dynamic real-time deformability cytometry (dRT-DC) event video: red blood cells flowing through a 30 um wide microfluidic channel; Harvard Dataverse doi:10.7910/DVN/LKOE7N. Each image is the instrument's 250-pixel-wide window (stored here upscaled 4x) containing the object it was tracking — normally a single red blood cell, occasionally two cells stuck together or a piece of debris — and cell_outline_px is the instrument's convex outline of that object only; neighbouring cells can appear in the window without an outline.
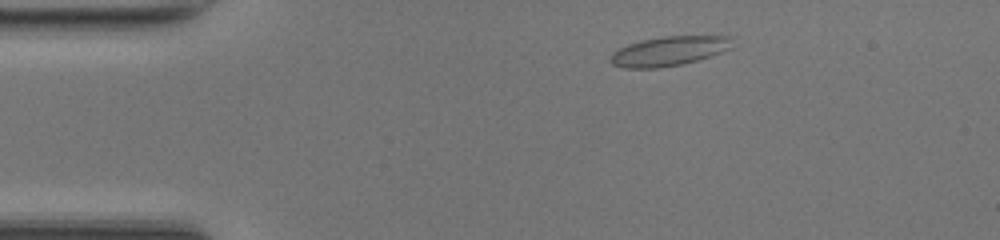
{"species": "common noctule bat (a hibernating species)", "species_latin": "Nyctalus noctula", "temperature_condition": "room temperature", "stored_images_in_passage": 42, "camera_frame_rate_fps": 3000, "um_per_image_px": 0.085, "animal": {"sex": "female", "body_mass_g": 17.0, "forearm_length_mm": 48.0}, "frame": {"image": 1, "passage_image": 2, "time_ms": 0.333, "image_size_px": [1000, 240], "cell_outline_px": [[732, 48], [684, 64], [660, 68], [624, 68], [612, 64], [608, 60], [612, 52], [628, 44], [640, 40], [664, 36], [732, 36]], "centroid_in_image_um": [56.83, 4.34], "position_along_channel_um": 28.2, "area_um2": 20.98}}
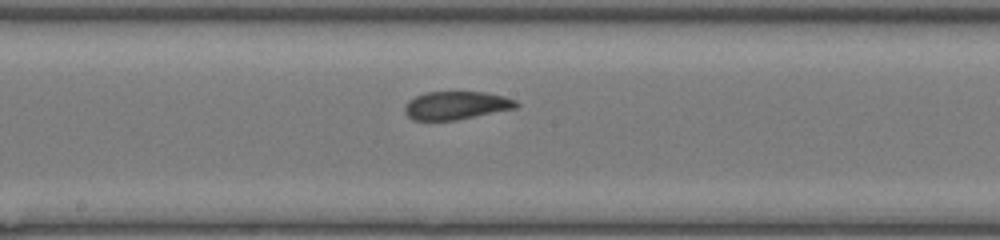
{"frame": {"image": 2, "passage_image": 19, "time_ms": 6.0, "image_size_px": [1000, 240], "cell_outline_px": [[520, 104], [516, 108], [456, 120], [412, 120], [404, 112], [404, 108], [408, 100], [424, 92], [484, 92], [504, 96], [516, 100]], "centroid_in_image_um": [38.77, 8.96], "position_along_channel_um": 209.4, "area_um2": 18.32}}
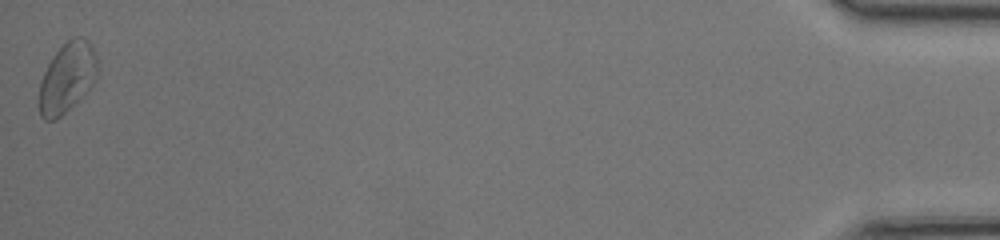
{"frame": {"image": 3, "passage_image": 42, "time_ms": 13.667, "image_size_px": [1000, 240], "cell_outline_px": [[96, 76], [92, 88], [84, 96], [56, 120], [44, 120], [40, 116], [40, 80], [48, 64], [56, 52], [72, 36], [76, 36], [88, 40], [96, 56]], "centroid_in_image_um": [5.71, 6.62], "position_along_channel_um": 429.5, "area_um2": 23.64}, "authors_computed_cell_mechanics": {"area_um2": 18.8428, "velocity_mm_per_s": 4.2423, "shape_relaxation_time_tau1_ms": null, "shape_relaxation_time_tau2_ms": 1.1207, "deformation_change_tau1": null, "deformation_change_tau2": 0.0701}}